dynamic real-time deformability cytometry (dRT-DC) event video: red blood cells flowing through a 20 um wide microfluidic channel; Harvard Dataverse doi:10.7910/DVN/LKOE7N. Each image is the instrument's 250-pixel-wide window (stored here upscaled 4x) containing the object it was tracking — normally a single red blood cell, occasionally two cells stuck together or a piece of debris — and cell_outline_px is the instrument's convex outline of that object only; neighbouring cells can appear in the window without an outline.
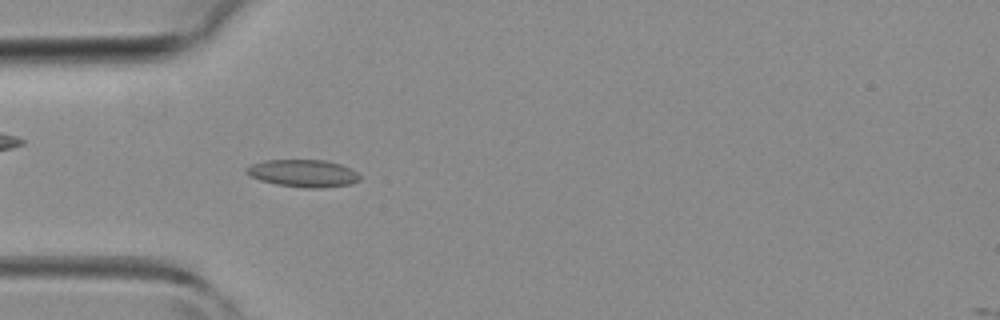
{"species": "common noctule bat (a hibernating species)", "species_latin": "Nyctalus noctula", "temperature_condition": "room temperature", "stored_images_in_passage": 39, "camera_frame_rate_fps": 3000, "um_per_image_px": 0.085, "animal": {"sex": "female", "body_mass_g": 19.3, "forearm_length_mm": 54.1}, "frame": {"image": 1, "passage_image": 12, "time_ms": 3.667, "image_size_px": [1000, 320], "cell_outline_px": [[360, 180], [348, 184], [324, 188], [304, 188], [276, 184], [260, 180], [252, 176], [244, 168], [252, 164], [264, 160], [324, 160], [340, 164], [352, 168], [360, 176]], "centroid_in_image_um": [25.79, 14.73], "position_along_channel_um": 59.2, "area_um2": 18.03}}
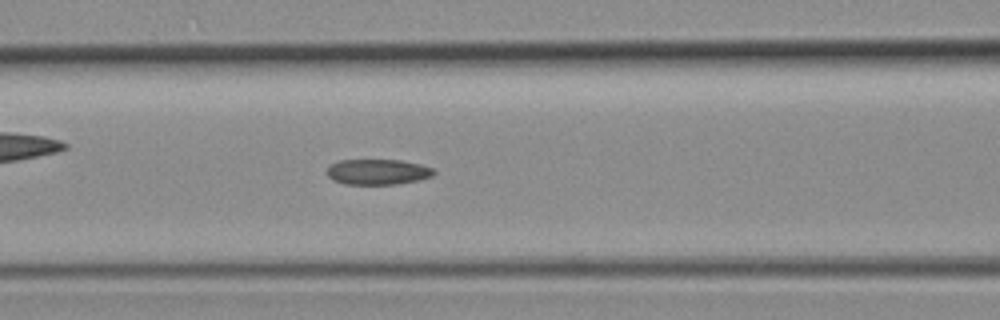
{"frame": {"image": 2, "passage_image": 17, "time_ms": 5.333, "image_size_px": [1000, 320], "cell_outline_px": [[436, 172], [432, 176], [416, 180], [396, 184], [344, 184], [332, 180], [328, 176], [328, 168], [332, 164], [340, 160], [400, 160], [420, 164], [432, 168]], "centroid_in_image_um": [32.1, 14.61], "position_along_channel_um": 134.5, "area_um2": 15.72}}
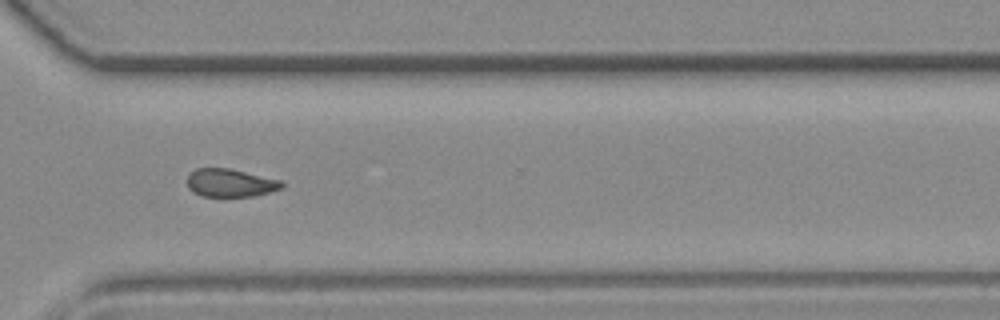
{"frame": {"image": 3, "passage_image": 31, "time_ms": 10.0, "image_size_px": [1000, 320], "cell_outline_px": [[284, 188], [252, 196], [204, 196], [192, 192], [188, 188], [188, 172], [196, 168], [228, 168], [284, 180]], "centroid_in_image_um": [19.59, 15.53], "position_along_channel_um": 351.0, "area_um2": 15.61}}